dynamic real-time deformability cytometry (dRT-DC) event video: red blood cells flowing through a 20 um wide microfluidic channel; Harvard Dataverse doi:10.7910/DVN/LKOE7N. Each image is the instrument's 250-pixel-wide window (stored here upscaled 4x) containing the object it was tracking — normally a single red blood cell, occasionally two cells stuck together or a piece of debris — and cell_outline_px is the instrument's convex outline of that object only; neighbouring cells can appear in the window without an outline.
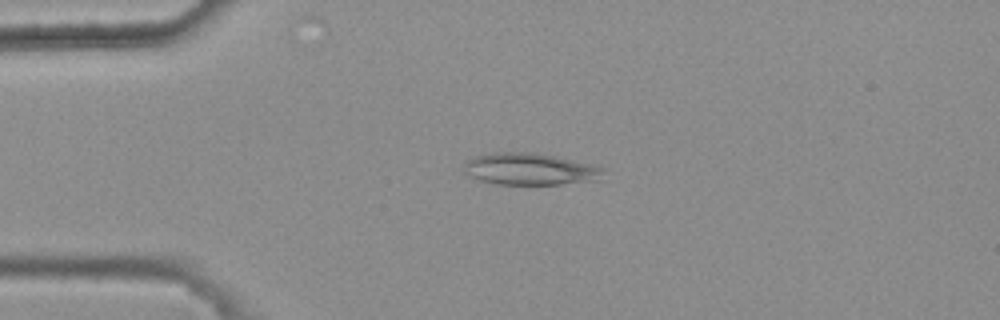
{"species": "common noctule bat (a hibernating species)", "species_latin": "Nyctalus noctula", "temperature_condition": "warm", "stored_images_in_passage": 47, "camera_frame_rate_fps": 3000, "um_per_image_px": 0.085, "animal": {"sex": "female", "body_mass_g": 25.1}, "frame": {"image": 1, "passage_image": 12, "time_ms": 3.667, "image_size_px": [1000, 320], "cell_outline_px": [[600, 180], [560, 184], [496, 184], [480, 180], [468, 176], [464, 172], [464, 164], [468, 160], [476, 156], [496, 152], [532, 152], [552, 156], [588, 164], [600, 168]], "centroid_in_image_um": [44.95, 14.38], "position_along_channel_um": 40.1, "area_um2": 25.32}}
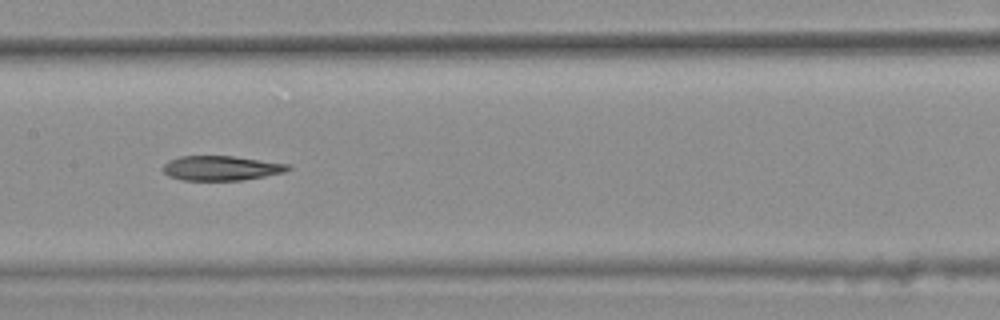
{"frame": {"image": 2, "passage_image": 26, "time_ms": 8.333, "image_size_px": [1000, 320], "cell_outline_px": [[292, 168], [284, 172], [264, 176], [240, 180], [180, 180], [168, 176], [164, 172], [164, 164], [168, 160], [180, 156], [236, 156], [288, 164]], "centroid_in_image_um": [18.78, 14.28], "position_along_channel_um": 188.6, "area_um2": 17.92}}
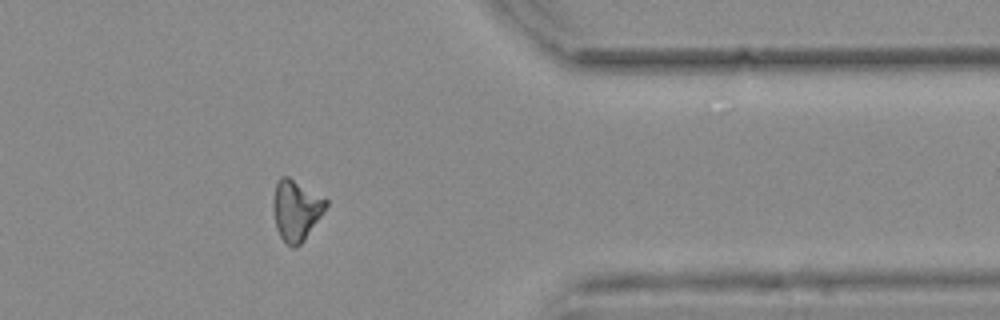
{"frame": {"image": 3, "passage_image": 43, "time_ms": 14.0, "image_size_px": [1000, 320], "cell_outline_px": [[328, 204], [304, 240], [296, 248], [292, 248], [280, 236], [276, 228], [276, 180], [280, 176], [288, 176], [328, 200]], "centroid_in_image_um": [25.2, 17.87], "position_along_channel_um": 386.2, "area_um2": 17.8}}